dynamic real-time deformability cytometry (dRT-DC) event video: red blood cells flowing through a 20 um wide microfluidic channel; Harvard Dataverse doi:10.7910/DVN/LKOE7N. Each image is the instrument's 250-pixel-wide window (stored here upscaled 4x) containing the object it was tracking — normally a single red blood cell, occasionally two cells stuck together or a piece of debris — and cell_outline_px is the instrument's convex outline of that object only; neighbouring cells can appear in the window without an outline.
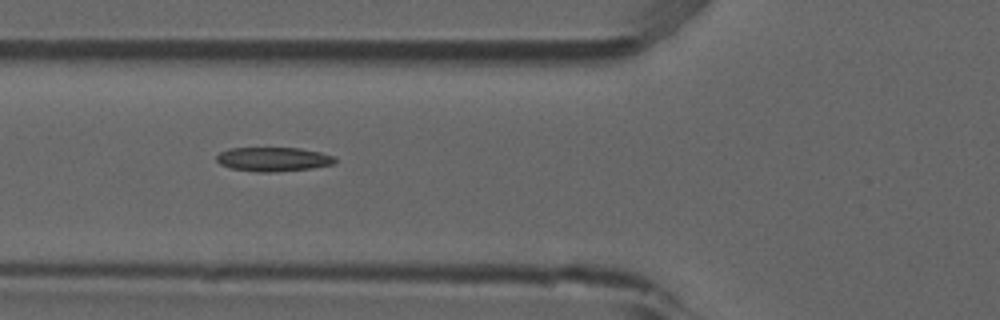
{"species": "common noctule bat (a hibernating species)", "species_latin": "Nyctalus noctula", "temperature_condition": "room temperature", "stored_images_in_passage": 7, "camera_frame_rate_fps": 3000, "um_per_image_px": 0.085, "animal": {"sex": "male", "forearm_length_mm": 52.5}, "frame": {"image": 1, "passage_image": 6, "time_ms": 1.667, "image_size_px": [1000, 320], "cell_outline_px": [[336, 160], [332, 164], [312, 168], [276, 172], [256, 172], [232, 168], [220, 164], [216, 160], [216, 156], [220, 152], [228, 148], [300, 148], [320, 152], [332, 156]], "centroid_in_image_um": [23.19, 13.53], "position_along_channel_um": 102.6, "area_um2": 16.59}}
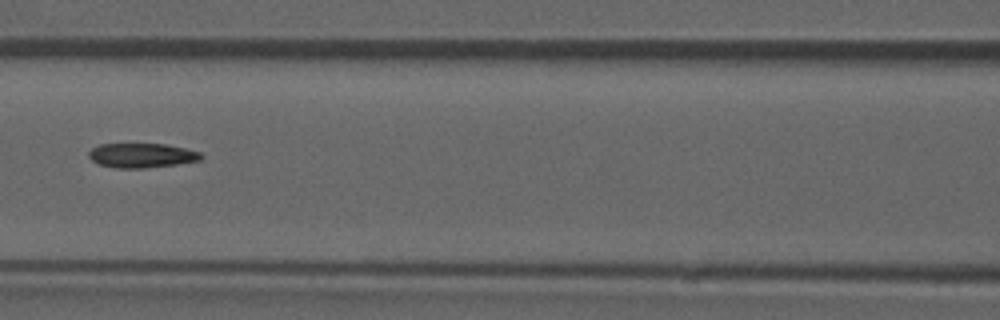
{"frame": {"image": 2, "passage_image": 7, "time_ms": 2.0, "image_size_px": [1000, 320], "cell_outline_px": [[204, 156], [200, 160], [176, 164], [144, 168], [116, 168], [100, 164], [92, 160], [88, 156], [88, 152], [92, 148], [100, 144], [164, 144], [184, 148], [200, 152]], "centroid_in_image_um": [12.04, 13.21], "position_along_channel_um": 154.6, "area_um2": 15.9}}